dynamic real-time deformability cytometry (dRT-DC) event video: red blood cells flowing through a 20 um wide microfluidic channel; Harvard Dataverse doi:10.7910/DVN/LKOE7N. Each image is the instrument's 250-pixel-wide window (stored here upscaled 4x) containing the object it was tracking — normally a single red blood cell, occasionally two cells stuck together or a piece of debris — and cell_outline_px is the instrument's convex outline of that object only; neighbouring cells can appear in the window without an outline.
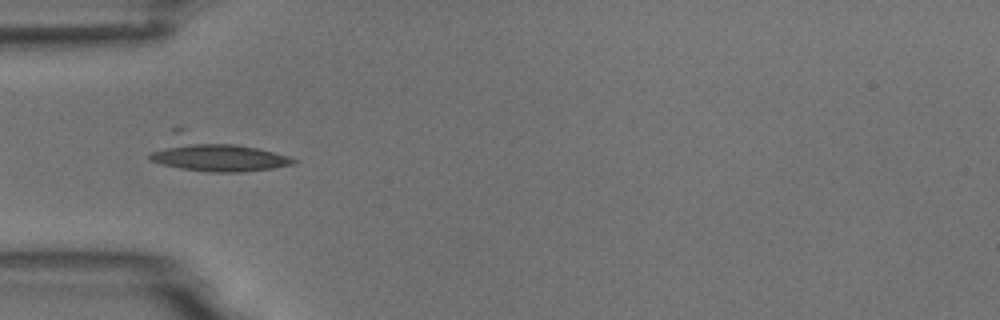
{"species": "common noctule bat (a hibernating species)", "species_latin": "Nyctalus noctula", "temperature_condition": "room temperature", "stored_images_in_passage": 5, "camera_frame_rate_fps": 3000, "um_per_image_px": 0.085, "animal": {"sex": "male", "body_mass_g": 18.8}, "frame": {"image": 1, "passage_image": 2, "time_ms": 0.333, "image_size_px": [1000, 320], "cell_outline_px": [[300, 160], [296, 164], [272, 168], [240, 172], [212, 172], [180, 168], [148, 160], [148, 156], [172, 128], [180, 124], [288, 156]], "centroid_in_image_um": [18.15, 13.0], "position_along_channel_um": 66.8, "area_um2": 29.94}}